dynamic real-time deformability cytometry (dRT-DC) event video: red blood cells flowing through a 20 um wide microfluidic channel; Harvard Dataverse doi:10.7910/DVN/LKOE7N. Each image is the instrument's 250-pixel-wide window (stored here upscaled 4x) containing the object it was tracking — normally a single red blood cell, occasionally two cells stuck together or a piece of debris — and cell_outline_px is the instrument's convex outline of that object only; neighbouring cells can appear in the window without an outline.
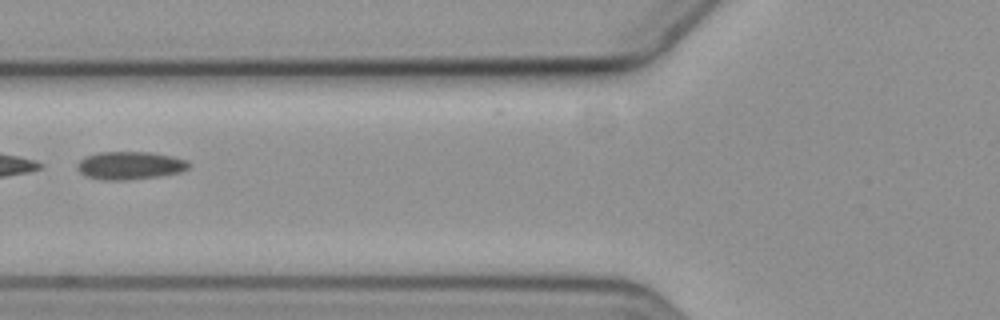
{"species": "common noctule bat (a hibernating species)", "species_latin": "Nyctalus noctula", "temperature_condition": "cold", "stored_images_in_passage": 5, "camera_frame_rate_fps": 3000, "um_per_image_px": 0.085, "animal": {"sex": "female", "body_mass_g": 19.3, "forearm_length_mm": 54.1}, "frame": {"image": 1, "passage_image": 4, "time_ms": 3.333, "image_size_px": [1000, 320], "cell_outline_px": [[192, 164], [188, 168], [180, 172], [160, 176], [124, 180], [104, 180], [88, 176], [80, 172], [76, 168], [76, 164], [84, 156], [100, 152], [152, 152], [172, 156], [188, 160]], "centroid_in_image_um": [11.06, 14.05], "position_along_channel_um": 114.7, "area_um2": 18.26}}